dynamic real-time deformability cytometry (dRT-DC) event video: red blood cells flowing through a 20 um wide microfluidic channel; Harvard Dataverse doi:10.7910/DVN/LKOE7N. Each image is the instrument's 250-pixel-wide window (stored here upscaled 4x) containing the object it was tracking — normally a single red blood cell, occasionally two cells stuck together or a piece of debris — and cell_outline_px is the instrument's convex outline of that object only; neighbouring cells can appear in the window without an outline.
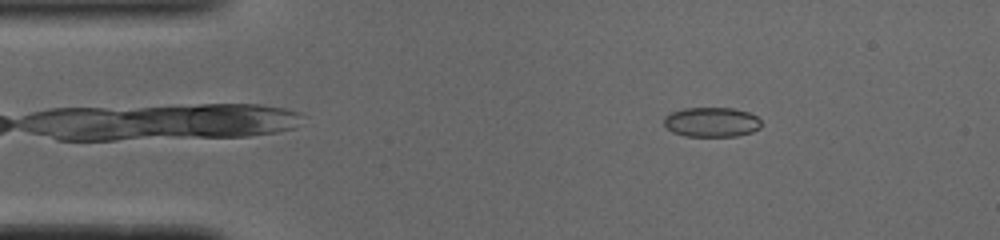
{"species": "common noctule bat (a hibernating species)", "species_latin": "Nyctalus noctula", "temperature_condition": "cold", "stored_images_in_passage": 50, "camera_frame_rate_fps": 3000, "um_per_image_px": 0.085, "animal": {"sex": "male", "body_mass_g": 19.0, "forearm_length_mm": 50.8}, "frame": {"image": 1, "passage_image": 7, "time_ms": 2.0, "image_size_px": [1000, 240], "cell_outline_px": [[760, 128], [752, 132], [736, 136], [684, 136], [672, 132], [664, 124], [664, 116], [672, 112], [684, 108], [732, 108], [748, 112], [756, 116], [760, 120]], "centroid_in_image_um": [60.47, 10.38], "position_along_channel_um": 24.5, "area_um2": 16.82}}
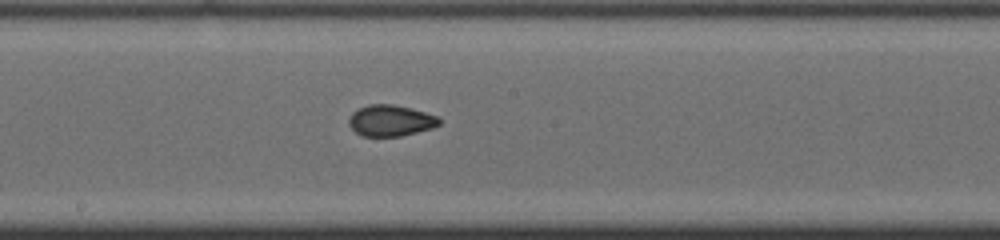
{"frame": {"image": 2, "passage_image": 26, "time_ms": 8.333, "image_size_px": [1000, 240], "cell_outline_px": [[440, 124], [432, 128], [400, 136], [360, 136], [348, 124], [348, 120], [352, 112], [368, 104], [392, 104], [412, 108], [436, 116], [440, 120]], "centroid_in_image_um": [33.17, 10.25], "position_along_channel_um": 215.0, "area_um2": 16.36}}
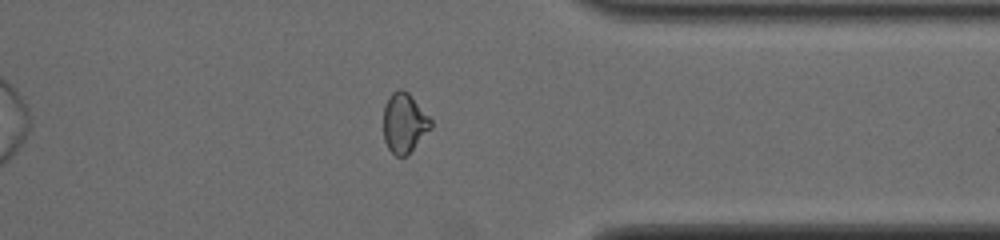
{"frame": {"image": 3, "passage_image": 39, "time_ms": 12.667, "image_size_px": [1000, 240], "cell_outline_px": [[432, 128], [404, 156], [396, 156], [388, 148], [384, 140], [384, 104], [388, 96], [392, 92], [400, 88], [408, 92], [412, 96], [432, 120]], "centroid_in_image_um": [34.35, 10.41], "position_along_channel_um": 377.1, "area_um2": 16.36}, "authors_computed_cell_mechanics": {"area_um2": 16.762, "velocity_mm_per_s": 3.9245, "shape_relaxation_time_tau1_ms": 9.3198, "shape_relaxation_time_tau2_ms": 1.368, "deformation_change_tau1": 0.1736, "deformation_change_tau2": 0.0449}}